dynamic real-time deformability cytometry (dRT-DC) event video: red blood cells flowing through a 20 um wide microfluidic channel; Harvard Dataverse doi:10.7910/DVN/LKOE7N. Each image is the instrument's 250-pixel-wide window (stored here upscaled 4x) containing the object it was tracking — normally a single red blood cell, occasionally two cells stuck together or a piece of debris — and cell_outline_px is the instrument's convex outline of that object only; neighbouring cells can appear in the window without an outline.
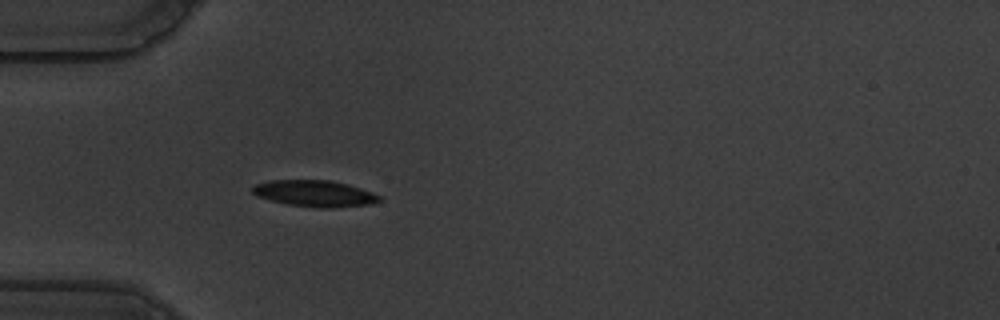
{"species": "common noctule bat (a hibernating species)", "species_latin": "Nyctalus noctula", "temperature_condition": "warm", "stored_images_in_passage": 41, "camera_frame_rate_fps": 3000, "um_per_image_px": 0.085, "animal": {"sex": "male", "body_mass_g": 19.5, "forearm_length_mm": 54.6}, "frame": {"image": 1, "passage_image": 1, "time_ms": 0.0, "image_size_px": [1000, 320], "cell_outline_px": [[384, 200], [372, 204], [332, 208], [320, 208], [288, 204], [256, 196], [252, 192], [252, 188], [256, 184], [268, 180], [328, 180], [360, 188], [372, 192], [380, 196]], "centroid_in_image_um": [26.77, 16.45], "position_along_channel_um": 58.2, "area_um2": 19.42}}
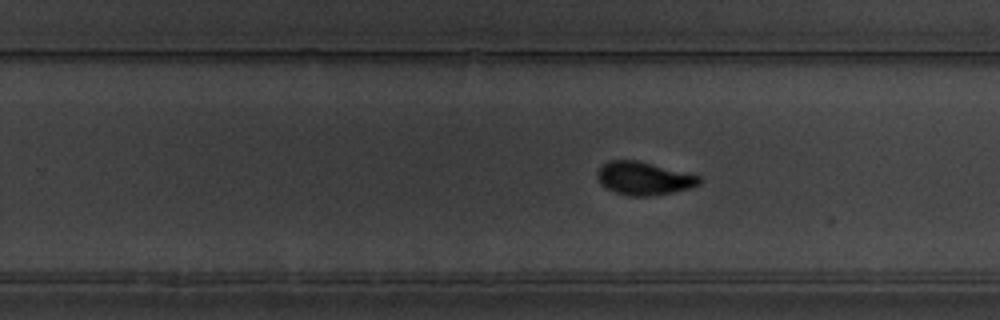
{"frame": {"image": 2, "passage_image": 20, "time_ms": 6.333, "image_size_px": [1000, 320], "cell_outline_px": [[704, 180], [700, 184], [688, 188], [672, 192], [652, 196], [628, 196], [616, 192], [600, 184], [596, 176], [596, 172], [608, 160], [636, 160], [700, 176]], "centroid_in_image_um": [54.71, 15.16], "position_along_channel_um": 275.1, "area_um2": 19.54}}
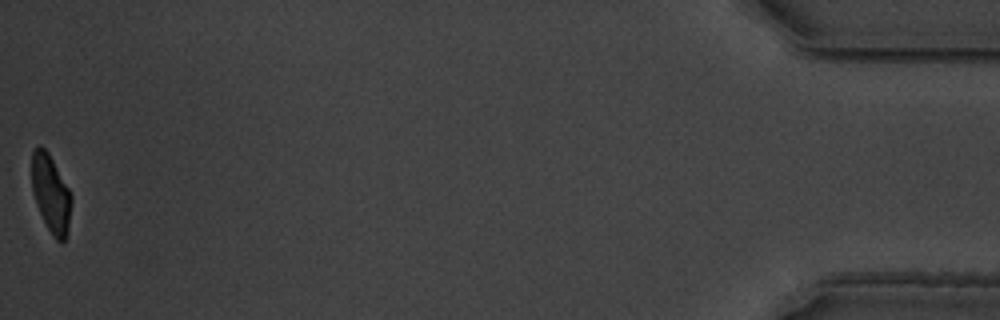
{"frame": {"image": 3, "passage_image": 41, "time_ms": 13.333, "image_size_px": [1000, 320], "cell_outline_px": [[72, 200], [68, 228], [64, 240], [60, 244], [56, 240], [48, 228], [36, 204], [32, 192], [32, 152], [40, 144], [48, 152], [68, 188], [72, 196]], "centroid_in_image_um": [4.32, 16.46], "position_along_channel_um": 430.9, "area_um2": 17.69}, "authors_computed_cell_mechanics": {"area_um2": 19.7676, "velocity_mm_per_s": 3.5247, "shape_relaxation_time_tau1_ms": 3.6992, "shape_relaxation_time_tau2_ms": 1.1772, "deformation_change_tau1": 0.1587, "deformation_change_tau2": 0.0719}}